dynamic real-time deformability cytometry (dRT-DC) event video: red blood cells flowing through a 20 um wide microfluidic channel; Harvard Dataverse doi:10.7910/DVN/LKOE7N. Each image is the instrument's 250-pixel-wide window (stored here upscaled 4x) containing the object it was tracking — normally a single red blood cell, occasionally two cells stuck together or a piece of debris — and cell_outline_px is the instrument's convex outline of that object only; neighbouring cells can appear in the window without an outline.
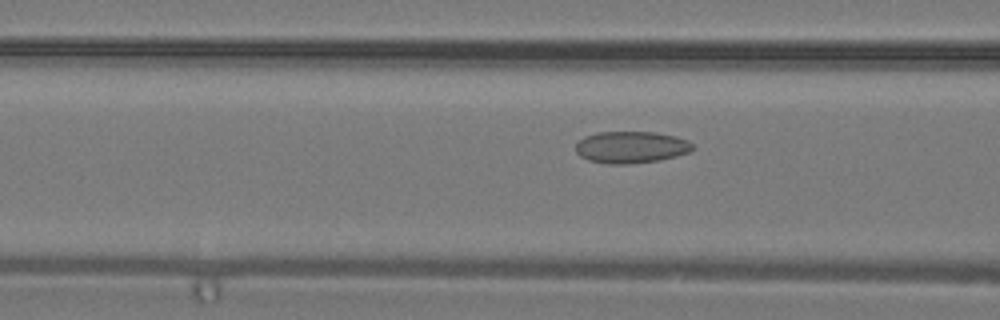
{"species": "common noctule bat (a hibernating species)", "species_latin": "Nyctalus noctula", "temperature_condition": "warm", "stored_images_in_passage": 5, "camera_frame_rate_fps": 3000, "um_per_image_px": 0.085, "animal": {"sex": "male", "body_mass_g": 19.2, "forearm_length_mm": 51.8}, "frame": {"image": 1, "passage_image": 4, "time_ms": 1.0, "image_size_px": [1000, 320], "cell_outline_px": [[696, 148], [692, 152], [660, 160], [628, 164], [608, 164], [588, 160], [580, 156], [576, 152], [576, 144], [584, 136], [596, 132], [656, 132], [676, 136], [688, 140]], "centroid_in_image_um": [53.67, 12.51], "position_along_channel_um": 112.9, "area_um2": 21.96}}